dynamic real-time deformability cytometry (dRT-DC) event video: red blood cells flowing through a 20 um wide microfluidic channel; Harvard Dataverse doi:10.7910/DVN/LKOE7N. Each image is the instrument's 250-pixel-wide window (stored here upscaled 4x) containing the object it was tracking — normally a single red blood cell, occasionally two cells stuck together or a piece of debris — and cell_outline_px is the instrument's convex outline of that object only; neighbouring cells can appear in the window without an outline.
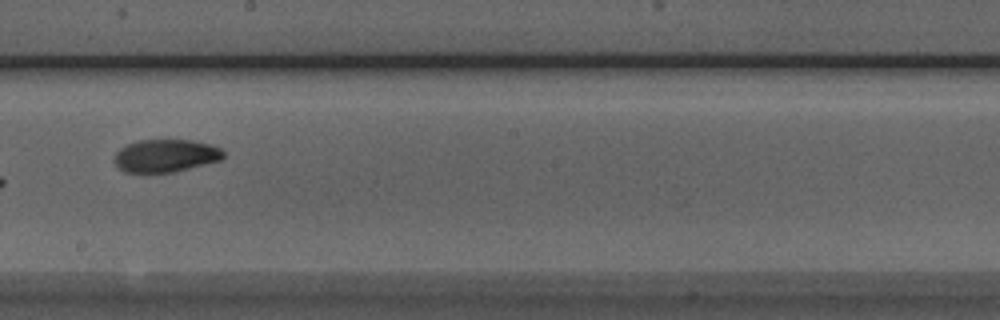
{"species": "Egyptian fruit bat (a non-hibernating species)", "species_latin": "Rousettus aegyptiacus", "temperature_condition": "room temperature", "stored_images_in_passage": 8, "camera_frame_rate_fps": 3000, "um_per_image_px": 0.085, "animal": {"sex": "male"}, "frame": {"image": 1, "passage_image": 8, "time_ms": 9.0, "image_size_px": [1000, 320], "cell_outline_px": [[224, 156], [220, 160], [172, 172], [124, 172], [116, 164], [116, 152], [120, 148], [136, 140], [192, 140], [212, 144], [220, 148], [224, 152]], "centroid_in_image_um": [14.1, 13.22], "position_along_channel_um": 234.1, "area_um2": 20.58}}